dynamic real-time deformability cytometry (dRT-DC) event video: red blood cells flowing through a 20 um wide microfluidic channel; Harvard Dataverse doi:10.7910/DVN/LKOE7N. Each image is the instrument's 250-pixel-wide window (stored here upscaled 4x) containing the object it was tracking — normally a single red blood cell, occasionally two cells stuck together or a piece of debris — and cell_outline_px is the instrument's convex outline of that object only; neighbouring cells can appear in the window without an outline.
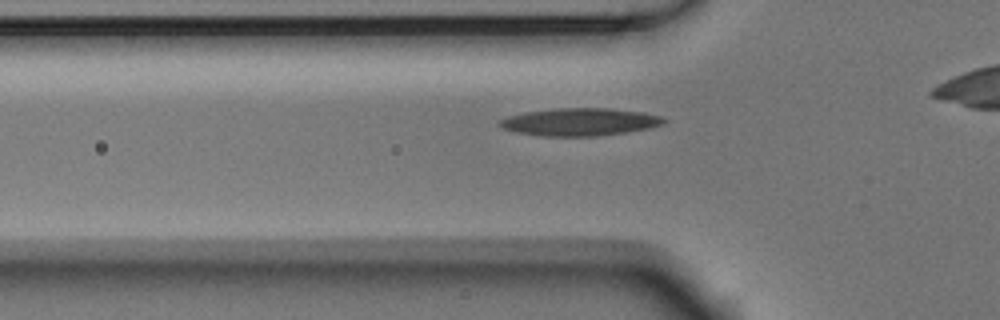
{"species": "Egyptian fruit bat (a non-hibernating species)", "species_latin": "Rousettus aegyptiacus", "temperature_condition": "room temperature", "stored_images_in_passage": 36, "camera_frame_rate_fps": 3000, "um_per_image_px": 0.085, "animal": {"sex": "male"}, "frame": {"image": 1, "passage_image": 9, "time_ms": 2.667, "image_size_px": [1000, 320], "cell_outline_px": [[668, 120], [664, 124], [648, 128], [624, 132], [596, 136], [544, 136], [516, 132], [504, 128], [496, 120], [508, 116], [524, 112], [556, 108], [612, 108], [644, 112], [660, 116]], "centroid_in_image_um": [49.29, 10.35], "position_along_channel_um": 76.5, "area_um2": 26.41}}
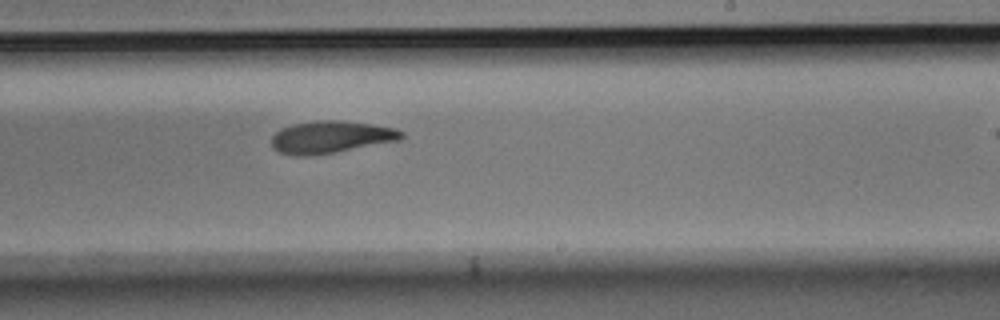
{"frame": {"image": 2, "passage_image": 24, "time_ms": 7.667, "image_size_px": [1000, 320], "cell_outline_px": [[404, 136], [400, 140], [336, 152], [308, 156], [292, 156], [280, 152], [272, 148], [272, 136], [280, 128], [292, 124], [320, 120], [336, 120], [372, 124], [396, 128], [404, 132]], "centroid_in_image_um": [28.12, 11.65], "position_along_channel_um": 260.9, "area_um2": 24.51}}
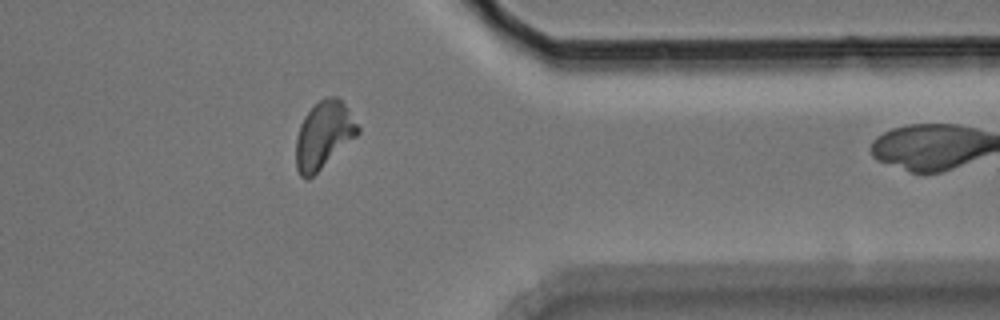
{"frame": {"image": 3, "passage_image": 35, "time_ms": 11.333, "image_size_px": [1000, 320], "cell_outline_px": [[360, 132], [356, 136], [308, 180], [300, 176], [296, 168], [296, 136], [300, 124], [304, 116], [324, 96], [336, 96], [348, 108], [360, 128]], "centroid_in_image_um": [27.5, 11.47], "position_along_channel_um": 383.9, "area_um2": 23.99}}